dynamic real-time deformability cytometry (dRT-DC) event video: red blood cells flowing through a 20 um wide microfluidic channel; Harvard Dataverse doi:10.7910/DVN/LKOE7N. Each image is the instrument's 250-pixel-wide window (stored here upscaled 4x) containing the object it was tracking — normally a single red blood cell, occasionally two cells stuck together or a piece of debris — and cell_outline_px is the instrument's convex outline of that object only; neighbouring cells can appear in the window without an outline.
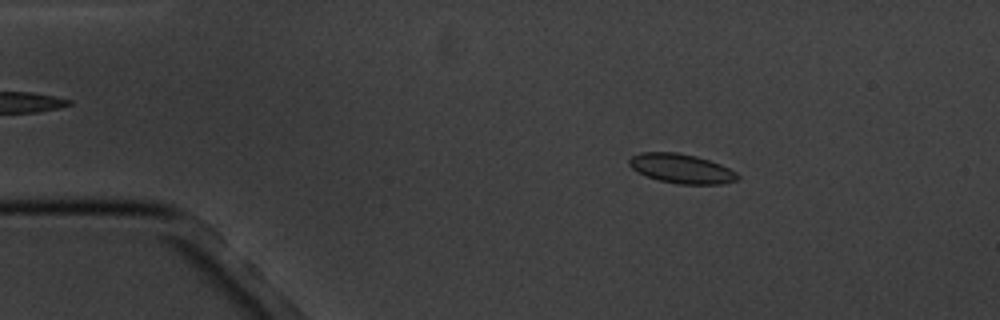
{"species": "common noctule bat (a hibernating species)", "species_latin": "Nyctalus noctula", "temperature_condition": "cold", "stored_images_in_passage": 3, "camera_frame_rate_fps": 3000, "um_per_image_px": 0.085, "animal": {"sex": "male", "body_mass_g": 20.1, "forearm_length_mm": 53.5}, "frame": {"image": 1, "passage_image": 1, "time_ms": 0.0, "image_size_px": [1000, 320], "cell_outline_px": [[740, 176], [736, 180], [724, 184], [680, 184], [660, 180], [648, 176], [632, 168], [628, 164], [628, 160], [632, 156], [640, 152], [676, 152], [696, 156], [720, 164], [736, 172]], "centroid_in_image_um": [57.93, 14.32], "position_along_channel_um": 27.1, "area_um2": 18.38}}